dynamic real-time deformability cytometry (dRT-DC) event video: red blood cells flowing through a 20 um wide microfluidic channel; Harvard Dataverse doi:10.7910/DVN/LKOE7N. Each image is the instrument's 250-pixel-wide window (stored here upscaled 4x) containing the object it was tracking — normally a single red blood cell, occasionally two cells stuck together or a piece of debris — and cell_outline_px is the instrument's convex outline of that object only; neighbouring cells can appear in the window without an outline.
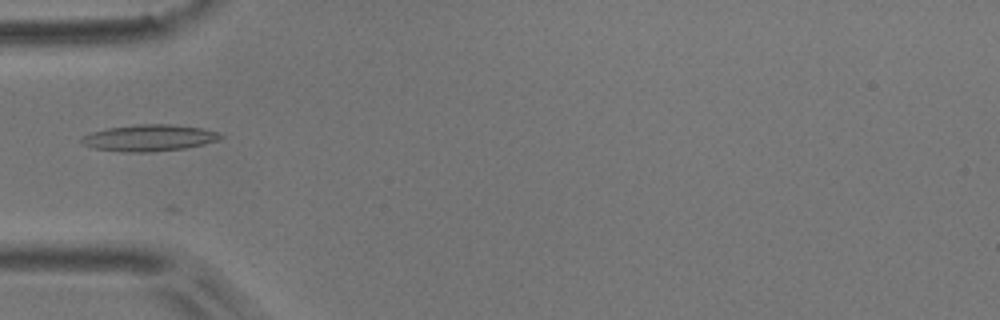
{"species": "common noctule bat (a hibernating species)", "species_latin": "Nyctalus noctula", "temperature_condition": "room temperature", "stored_images_in_passage": 4, "camera_frame_rate_fps": 3000, "um_per_image_px": 0.085, "animal": {"sex": "male", "body_mass_g": 17.9}, "frame": {"image": 1, "passage_image": 4, "time_ms": 1.0, "image_size_px": [1000, 320], "cell_outline_px": [[224, 136], [220, 140], [204, 144], [184, 148], [148, 152], [128, 152], [92, 148], [84, 144], [80, 140], [84, 136], [92, 132], [108, 128], [140, 124], [168, 124], [200, 128], [216, 132]], "centroid_in_image_um": [12.69, 11.72], "position_along_channel_um": 72.3, "area_um2": 21.15}}